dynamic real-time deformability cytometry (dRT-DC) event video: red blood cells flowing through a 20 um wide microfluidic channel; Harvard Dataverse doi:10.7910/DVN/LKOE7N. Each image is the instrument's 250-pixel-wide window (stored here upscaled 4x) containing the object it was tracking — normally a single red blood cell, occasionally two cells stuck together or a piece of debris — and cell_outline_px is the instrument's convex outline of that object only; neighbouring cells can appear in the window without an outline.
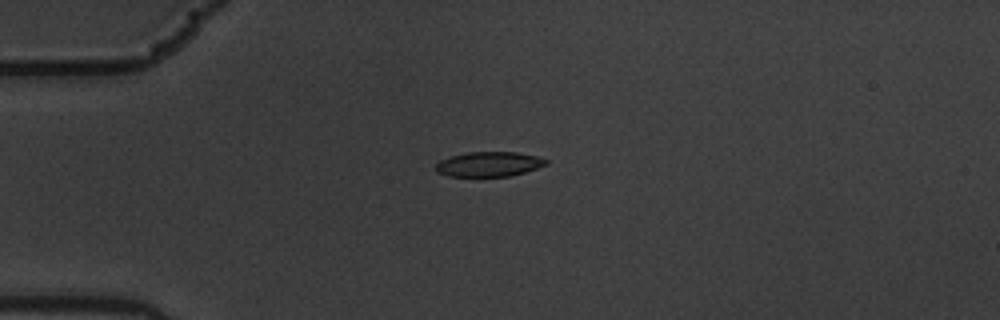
{"species": "common noctule bat (a hibernating species)", "species_latin": "Nyctalus noctula", "temperature_condition": "warm", "stored_images_in_passage": 5, "camera_frame_rate_fps": 3000, "um_per_image_px": 0.085, "animal": {"sex": "male", "body_mass_g": 19.5, "forearm_length_mm": 54.6}, "frame": {"image": 1, "passage_image": 5, "time_ms": 1.333, "image_size_px": [1000, 320], "cell_outline_px": [[548, 164], [524, 172], [508, 176], [448, 176], [436, 172], [436, 164], [440, 160], [452, 156], [468, 152], [516, 152], [536, 156], [548, 160]], "centroid_in_image_um": [41.55, 13.95], "position_along_channel_um": 43.5, "area_um2": 15.78}}